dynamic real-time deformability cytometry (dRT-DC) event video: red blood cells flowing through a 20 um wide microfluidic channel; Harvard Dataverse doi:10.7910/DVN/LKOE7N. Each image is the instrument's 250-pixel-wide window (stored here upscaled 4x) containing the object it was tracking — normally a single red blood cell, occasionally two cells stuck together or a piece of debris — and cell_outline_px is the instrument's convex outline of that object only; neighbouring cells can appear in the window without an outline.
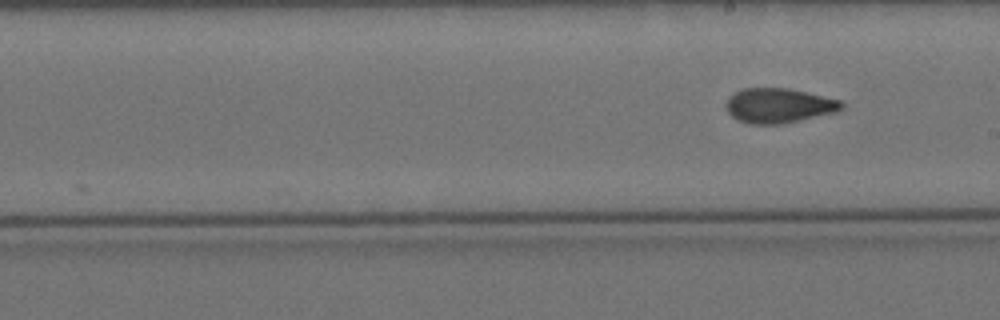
{"species": "Egyptian fruit bat (a non-hibernating species)", "species_latin": "Rousettus aegyptiacus", "temperature_condition": "cold", "stored_images_in_passage": 7, "camera_frame_rate_fps": 3000, "um_per_image_px": 0.085, "animal": {"sex": "female"}, "frame": {"image": 1, "passage_image": 7, "time_ms": 7.0, "image_size_px": [1000, 320], "cell_outline_px": [[844, 108], [836, 112], [780, 124], [752, 124], [736, 120], [728, 112], [724, 104], [728, 96], [744, 88], [788, 88], [840, 100], [844, 104]], "centroid_in_image_um": [66.16, 8.97], "position_along_channel_um": 222.8, "area_um2": 23.35}}